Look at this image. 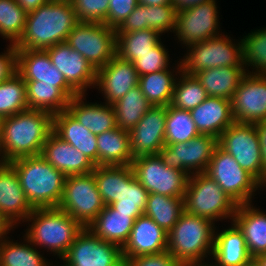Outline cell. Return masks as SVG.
Instances as JSON below:
<instances>
[{
    "label": "cell",
    "instance_id": "obj_1",
    "mask_svg": "<svg viewBox=\"0 0 266 266\" xmlns=\"http://www.w3.org/2000/svg\"><path fill=\"white\" fill-rule=\"evenodd\" d=\"M78 23L71 0H50L28 12L23 35L15 48L46 50L66 42L68 34Z\"/></svg>",
    "mask_w": 266,
    "mask_h": 266
},
{
    "label": "cell",
    "instance_id": "obj_2",
    "mask_svg": "<svg viewBox=\"0 0 266 266\" xmlns=\"http://www.w3.org/2000/svg\"><path fill=\"white\" fill-rule=\"evenodd\" d=\"M53 131V116L45 111L27 109L5 117L1 141V162L40 155Z\"/></svg>",
    "mask_w": 266,
    "mask_h": 266
},
{
    "label": "cell",
    "instance_id": "obj_3",
    "mask_svg": "<svg viewBox=\"0 0 266 266\" xmlns=\"http://www.w3.org/2000/svg\"><path fill=\"white\" fill-rule=\"evenodd\" d=\"M22 226L26 229L21 234L41 252H48L49 257L53 256L57 261L67 253L84 229L78 221L58 208H34Z\"/></svg>",
    "mask_w": 266,
    "mask_h": 266
},
{
    "label": "cell",
    "instance_id": "obj_4",
    "mask_svg": "<svg viewBox=\"0 0 266 266\" xmlns=\"http://www.w3.org/2000/svg\"><path fill=\"white\" fill-rule=\"evenodd\" d=\"M217 225L184 211L168 232L167 251L183 266L210 262Z\"/></svg>",
    "mask_w": 266,
    "mask_h": 266
},
{
    "label": "cell",
    "instance_id": "obj_5",
    "mask_svg": "<svg viewBox=\"0 0 266 266\" xmlns=\"http://www.w3.org/2000/svg\"><path fill=\"white\" fill-rule=\"evenodd\" d=\"M9 164L16 170L25 196L33 208H57L66 176L41 155L21 157Z\"/></svg>",
    "mask_w": 266,
    "mask_h": 266
},
{
    "label": "cell",
    "instance_id": "obj_6",
    "mask_svg": "<svg viewBox=\"0 0 266 266\" xmlns=\"http://www.w3.org/2000/svg\"><path fill=\"white\" fill-rule=\"evenodd\" d=\"M178 56L181 70L187 75L214 67H244L241 36L233 39L229 33L194 43Z\"/></svg>",
    "mask_w": 266,
    "mask_h": 266
},
{
    "label": "cell",
    "instance_id": "obj_7",
    "mask_svg": "<svg viewBox=\"0 0 266 266\" xmlns=\"http://www.w3.org/2000/svg\"><path fill=\"white\" fill-rule=\"evenodd\" d=\"M184 208L189 214L204 217L217 224L219 221L232 222L237 204L203 172L189 177L184 195Z\"/></svg>",
    "mask_w": 266,
    "mask_h": 266
},
{
    "label": "cell",
    "instance_id": "obj_8",
    "mask_svg": "<svg viewBox=\"0 0 266 266\" xmlns=\"http://www.w3.org/2000/svg\"><path fill=\"white\" fill-rule=\"evenodd\" d=\"M205 173L237 205L255 203V196L264 191V187L219 146L215 148Z\"/></svg>",
    "mask_w": 266,
    "mask_h": 266
},
{
    "label": "cell",
    "instance_id": "obj_9",
    "mask_svg": "<svg viewBox=\"0 0 266 266\" xmlns=\"http://www.w3.org/2000/svg\"><path fill=\"white\" fill-rule=\"evenodd\" d=\"M218 146L263 187L266 186V170L261 159L260 138L255 124L234 122L220 135Z\"/></svg>",
    "mask_w": 266,
    "mask_h": 266
},
{
    "label": "cell",
    "instance_id": "obj_10",
    "mask_svg": "<svg viewBox=\"0 0 266 266\" xmlns=\"http://www.w3.org/2000/svg\"><path fill=\"white\" fill-rule=\"evenodd\" d=\"M217 3V0H208L177 11L176 30L171 38H174L178 47L185 49L225 32L220 27V7Z\"/></svg>",
    "mask_w": 266,
    "mask_h": 266
},
{
    "label": "cell",
    "instance_id": "obj_11",
    "mask_svg": "<svg viewBox=\"0 0 266 266\" xmlns=\"http://www.w3.org/2000/svg\"><path fill=\"white\" fill-rule=\"evenodd\" d=\"M104 207L93 172L66 177L58 209L87 228Z\"/></svg>",
    "mask_w": 266,
    "mask_h": 266
},
{
    "label": "cell",
    "instance_id": "obj_12",
    "mask_svg": "<svg viewBox=\"0 0 266 266\" xmlns=\"http://www.w3.org/2000/svg\"><path fill=\"white\" fill-rule=\"evenodd\" d=\"M67 44L97 71L116 56V31L104 23L79 22L68 34Z\"/></svg>",
    "mask_w": 266,
    "mask_h": 266
},
{
    "label": "cell",
    "instance_id": "obj_13",
    "mask_svg": "<svg viewBox=\"0 0 266 266\" xmlns=\"http://www.w3.org/2000/svg\"><path fill=\"white\" fill-rule=\"evenodd\" d=\"M131 168L135 178L149 194L184 198L189 177L163 164L158 154L133 159Z\"/></svg>",
    "mask_w": 266,
    "mask_h": 266
},
{
    "label": "cell",
    "instance_id": "obj_14",
    "mask_svg": "<svg viewBox=\"0 0 266 266\" xmlns=\"http://www.w3.org/2000/svg\"><path fill=\"white\" fill-rule=\"evenodd\" d=\"M217 146L216 137L200 134L188 142L165 144L158 155L163 164L190 177L192 174L206 172Z\"/></svg>",
    "mask_w": 266,
    "mask_h": 266
},
{
    "label": "cell",
    "instance_id": "obj_15",
    "mask_svg": "<svg viewBox=\"0 0 266 266\" xmlns=\"http://www.w3.org/2000/svg\"><path fill=\"white\" fill-rule=\"evenodd\" d=\"M59 263L62 266H123L122 248L84 228Z\"/></svg>",
    "mask_w": 266,
    "mask_h": 266
},
{
    "label": "cell",
    "instance_id": "obj_16",
    "mask_svg": "<svg viewBox=\"0 0 266 266\" xmlns=\"http://www.w3.org/2000/svg\"><path fill=\"white\" fill-rule=\"evenodd\" d=\"M234 122L266 120V74L246 73L231 100Z\"/></svg>",
    "mask_w": 266,
    "mask_h": 266
},
{
    "label": "cell",
    "instance_id": "obj_17",
    "mask_svg": "<svg viewBox=\"0 0 266 266\" xmlns=\"http://www.w3.org/2000/svg\"><path fill=\"white\" fill-rule=\"evenodd\" d=\"M46 51L52 64L63 74L66 82L78 94H88L90 89L94 90L97 71L67 42L58 43L47 48Z\"/></svg>",
    "mask_w": 266,
    "mask_h": 266
},
{
    "label": "cell",
    "instance_id": "obj_18",
    "mask_svg": "<svg viewBox=\"0 0 266 266\" xmlns=\"http://www.w3.org/2000/svg\"><path fill=\"white\" fill-rule=\"evenodd\" d=\"M166 114L167 106H152L128 132L133 159L158 154L163 148Z\"/></svg>",
    "mask_w": 266,
    "mask_h": 266
},
{
    "label": "cell",
    "instance_id": "obj_19",
    "mask_svg": "<svg viewBox=\"0 0 266 266\" xmlns=\"http://www.w3.org/2000/svg\"><path fill=\"white\" fill-rule=\"evenodd\" d=\"M139 75L130 61L115 56L97 70L94 89L101 94L103 102L113 105L131 89L138 86Z\"/></svg>",
    "mask_w": 266,
    "mask_h": 266
},
{
    "label": "cell",
    "instance_id": "obj_20",
    "mask_svg": "<svg viewBox=\"0 0 266 266\" xmlns=\"http://www.w3.org/2000/svg\"><path fill=\"white\" fill-rule=\"evenodd\" d=\"M17 72L24 81H40L59 87L70 99L78 95L52 64L46 50L17 49Z\"/></svg>",
    "mask_w": 266,
    "mask_h": 266
},
{
    "label": "cell",
    "instance_id": "obj_21",
    "mask_svg": "<svg viewBox=\"0 0 266 266\" xmlns=\"http://www.w3.org/2000/svg\"><path fill=\"white\" fill-rule=\"evenodd\" d=\"M33 210L16 170L9 163L0 162V213L19 228Z\"/></svg>",
    "mask_w": 266,
    "mask_h": 266
},
{
    "label": "cell",
    "instance_id": "obj_22",
    "mask_svg": "<svg viewBox=\"0 0 266 266\" xmlns=\"http://www.w3.org/2000/svg\"><path fill=\"white\" fill-rule=\"evenodd\" d=\"M168 233L146 215L134 220L129 239L122 247L123 260L167 251Z\"/></svg>",
    "mask_w": 266,
    "mask_h": 266
},
{
    "label": "cell",
    "instance_id": "obj_23",
    "mask_svg": "<svg viewBox=\"0 0 266 266\" xmlns=\"http://www.w3.org/2000/svg\"><path fill=\"white\" fill-rule=\"evenodd\" d=\"M40 155L66 177L91 173L96 166L83 153L63 141L53 131L48 135Z\"/></svg>",
    "mask_w": 266,
    "mask_h": 266
},
{
    "label": "cell",
    "instance_id": "obj_24",
    "mask_svg": "<svg viewBox=\"0 0 266 266\" xmlns=\"http://www.w3.org/2000/svg\"><path fill=\"white\" fill-rule=\"evenodd\" d=\"M227 224V226L223 224L225 227L223 225L219 227V223L216 227L210 262L215 266H244L253 258L248 251L242 232L233 222Z\"/></svg>",
    "mask_w": 266,
    "mask_h": 266
},
{
    "label": "cell",
    "instance_id": "obj_25",
    "mask_svg": "<svg viewBox=\"0 0 266 266\" xmlns=\"http://www.w3.org/2000/svg\"><path fill=\"white\" fill-rule=\"evenodd\" d=\"M87 95L78 94L70 99L67 110L72 116L96 136L116 128L113 105L98 100L89 102Z\"/></svg>",
    "mask_w": 266,
    "mask_h": 266
},
{
    "label": "cell",
    "instance_id": "obj_26",
    "mask_svg": "<svg viewBox=\"0 0 266 266\" xmlns=\"http://www.w3.org/2000/svg\"><path fill=\"white\" fill-rule=\"evenodd\" d=\"M190 112L199 133L217 139L234 123L231 100L224 98L208 96Z\"/></svg>",
    "mask_w": 266,
    "mask_h": 266
},
{
    "label": "cell",
    "instance_id": "obj_27",
    "mask_svg": "<svg viewBox=\"0 0 266 266\" xmlns=\"http://www.w3.org/2000/svg\"><path fill=\"white\" fill-rule=\"evenodd\" d=\"M254 203L237 205L232 222L242 232L252 258L266 253V211Z\"/></svg>",
    "mask_w": 266,
    "mask_h": 266
},
{
    "label": "cell",
    "instance_id": "obj_28",
    "mask_svg": "<svg viewBox=\"0 0 266 266\" xmlns=\"http://www.w3.org/2000/svg\"><path fill=\"white\" fill-rule=\"evenodd\" d=\"M53 132L98 166L96 135L79 123L68 110L53 115Z\"/></svg>",
    "mask_w": 266,
    "mask_h": 266
},
{
    "label": "cell",
    "instance_id": "obj_29",
    "mask_svg": "<svg viewBox=\"0 0 266 266\" xmlns=\"http://www.w3.org/2000/svg\"><path fill=\"white\" fill-rule=\"evenodd\" d=\"M136 219L132 213H117L110 205H105L87 228L98 238L122 248L129 239Z\"/></svg>",
    "mask_w": 266,
    "mask_h": 266
},
{
    "label": "cell",
    "instance_id": "obj_30",
    "mask_svg": "<svg viewBox=\"0 0 266 266\" xmlns=\"http://www.w3.org/2000/svg\"><path fill=\"white\" fill-rule=\"evenodd\" d=\"M168 69L139 76L138 86L152 106L171 104L174 85L181 73L179 58Z\"/></svg>",
    "mask_w": 266,
    "mask_h": 266
},
{
    "label": "cell",
    "instance_id": "obj_31",
    "mask_svg": "<svg viewBox=\"0 0 266 266\" xmlns=\"http://www.w3.org/2000/svg\"><path fill=\"white\" fill-rule=\"evenodd\" d=\"M47 256L23 234L22 237L19 234L17 240L10 235L0 243V266H52L55 264Z\"/></svg>",
    "mask_w": 266,
    "mask_h": 266
},
{
    "label": "cell",
    "instance_id": "obj_32",
    "mask_svg": "<svg viewBox=\"0 0 266 266\" xmlns=\"http://www.w3.org/2000/svg\"><path fill=\"white\" fill-rule=\"evenodd\" d=\"M246 73L244 67H214L202 70L194 76L206 90L207 96L232 100Z\"/></svg>",
    "mask_w": 266,
    "mask_h": 266
},
{
    "label": "cell",
    "instance_id": "obj_33",
    "mask_svg": "<svg viewBox=\"0 0 266 266\" xmlns=\"http://www.w3.org/2000/svg\"><path fill=\"white\" fill-rule=\"evenodd\" d=\"M98 147V166L131 165L129 133L119 127L96 136Z\"/></svg>",
    "mask_w": 266,
    "mask_h": 266
},
{
    "label": "cell",
    "instance_id": "obj_34",
    "mask_svg": "<svg viewBox=\"0 0 266 266\" xmlns=\"http://www.w3.org/2000/svg\"><path fill=\"white\" fill-rule=\"evenodd\" d=\"M28 109L45 111L52 116L67 110L70 98L53 84L25 81Z\"/></svg>",
    "mask_w": 266,
    "mask_h": 266
},
{
    "label": "cell",
    "instance_id": "obj_35",
    "mask_svg": "<svg viewBox=\"0 0 266 266\" xmlns=\"http://www.w3.org/2000/svg\"><path fill=\"white\" fill-rule=\"evenodd\" d=\"M164 37L153 29L116 33V55L133 62L139 55L152 51Z\"/></svg>",
    "mask_w": 266,
    "mask_h": 266
},
{
    "label": "cell",
    "instance_id": "obj_36",
    "mask_svg": "<svg viewBox=\"0 0 266 266\" xmlns=\"http://www.w3.org/2000/svg\"><path fill=\"white\" fill-rule=\"evenodd\" d=\"M152 107L139 86L131 89L113 104L116 126L129 132Z\"/></svg>",
    "mask_w": 266,
    "mask_h": 266
},
{
    "label": "cell",
    "instance_id": "obj_37",
    "mask_svg": "<svg viewBox=\"0 0 266 266\" xmlns=\"http://www.w3.org/2000/svg\"><path fill=\"white\" fill-rule=\"evenodd\" d=\"M184 211V198L150 193L144 215L150 217L168 233Z\"/></svg>",
    "mask_w": 266,
    "mask_h": 266
},
{
    "label": "cell",
    "instance_id": "obj_38",
    "mask_svg": "<svg viewBox=\"0 0 266 266\" xmlns=\"http://www.w3.org/2000/svg\"><path fill=\"white\" fill-rule=\"evenodd\" d=\"M149 192L135 178L131 165H126V184L123 192L110 206L117 213H132L136 218L144 215Z\"/></svg>",
    "mask_w": 266,
    "mask_h": 266
},
{
    "label": "cell",
    "instance_id": "obj_39",
    "mask_svg": "<svg viewBox=\"0 0 266 266\" xmlns=\"http://www.w3.org/2000/svg\"><path fill=\"white\" fill-rule=\"evenodd\" d=\"M244 34L241 40L245 71L251 74H266V27L251 29Z\"/></svg>",
    "mask_w": 266,
    "mask_h": 266
},
{
    "label": "cell",
    "instance_id": "obj_40",
    "mask_svg": "<svg viewBox=\"0 0 266 266\" xmlns=\"http://www.w3.org/2000/svg\"><path fill=\"white\" fill-rule=\"evenodd\" d=\"M200 135L190 111L167 106L165 144L188 142Z\"/></svg>",
    "mask_w": 266,
    "mask_h": 266
},
{
    "label": "cell",
    "instance_id": "obj_41",
    "mask_svg": "<svg viewBox=\"0 0 266 266\" xmlns=\"http://www.w3.org/2000/svg\"><path fill=\"white\" fill-rule=\"evenodd\" d=\"M27 109L26 84L16 72L0 83V117H9Z\"/></svg>",
    "mask_w": 266,
    "mask_h": 266
},
{
    "label": "cell",
    "instance_id": "obj_42",
    "mask_svg": "<svg viewBox=\"0 0 266 266\" xmlns=\"http://www.w3.org/2000/svg\"><path fill=\"white\" fill-rule=\"evenodd\" d=\"M93 175L97 188L105 205L119 201L126 184L125 166H95Z\"/></svg>",
    "mask_w": 266,
    "mask_h": 266
},
{
    "label": "cell",
    "instance_id": "obj_43",
    "mask_svg": "<svg viewBox=\"0 0 266 266\" xmlns=\"http://www.w3.org/2000/svg\"><path fill=\"white\" fill-rule=\"evenodd\" d=\"M27 12L16 0H0V37L16 44L23 35Z\"/></svg>",
    "mask_w": 266,
    "mask_h": 266
},
{
    "label": "cell",
    "instance_id": "obj_44",
    "mask_svg": "<svg viewBox=\"0 0 266 266\" xmlns=\"http://www.w3.org/2000/svg\"><path fill=\"white\" fill-rule=\"evenodd\" d=\"M207 97L206 90L198 79L181 71L174 85L171 105L179 109L191 111Z\"/></svg>",
    "mask_w": 266,
    "mask_h": 266
},
{
    "label": "cell",
    "instance_id": "obj_45",
    "mask_svg": "<svg viewBox=\"0 0 266 266\" xmlns=\"http://www.w3.org/2000/svg\"><path fill=\"white\" fill-rule=\"evenodd\" d=\"M144 17L148 29L157 31L163 37L167 33L168 37H172L176 30L177 10L174 5H144Z\"/></svg>",
    "mask_w": 266,
    "mask_h": 266
},
{
    "label": "cell",
    "instance_id": "obj_46",
    "mask_svg": "<svg viewBox=\"0 0 266 266\" xmlns=\"http://www.w3.org/2000/svg\"><path fill=\"white\" fill-rule=\"evenodd\" d=\"M164 43L163 38L152 51L139 55V58L132 62L139 76L168 69L174 64L169 48Z\"/></svg>",
    "mask_w": 266,
    "mask_h": 266
},
{
    "label": "cell",
    "instance_id": "obj_47",
    "mask_svg": "<svg viewBox=\"0 0 266 266\" xmlns=\"http://www.w3.org/2000/svg\"><path fill=\"white\" fill-rule=\"evenodd\" d=\"M110 0H71L79 22L104 23Z\"/></svg>",
    "mask_w": 266,
    "mask_h": 266
},
{
    "label": "cell",
    "instance_id": "obj_48",
    "mask_svg": "<svg viewBox=\"0 0 266 266\" xmlns=\"http://www.w3.org/2000/svg\"><path fill=\"white\" fill-rule=\"evenodd\" d=\"M105 25L117 28L138 5L137 0H110Z\"/></svg>",
    "mask_w": 266,
    "mask_h": 266
},
{
    "label": "cell",
    "instance_id": "obj_49",
    "mask_svg": "<svg viewBox=\"0 0 266 266\" xmlns=\"http://www.w3.org/2000/svg\"><path fill=\"white\" fill-rule=\"evenodd\" d=\"M123 266H183L168 251L123 260Z\"/></svg>",
    "mask_w": 266,
    "mask_h": 266
},
{
    "label": "cell",
    "instance_id": "obj_50",
    "mask_svg": "<svg viewBox=\"0 0 266 266\" xmlns=\"http://www.w3.org/2000/svg\"><path fill=\"white\" fill-rule=\"evenodd\" d=\"M0 53V83L17 72V49L14 44H6Z\"/></svg>",
    "mask_w": 266,
    "mask_h": 266
},
{
    "label": "cell",
    "instance_id": "obj_51",
    "mask_svg": "<svg viewBox=\"0 0 266 266\" xmlns=\"http://www.w3.org/2000/svg\"><path fill=\"white\" fill-rule=\"evenodd\" d=\"M148 29L145 24L144 5L138 4L134 11L115 29L116 33H127Z\"/></svg>",
    "mask_w": 266,
    "mask_h": 266
},
{
    "label": "cell",
    "instance_id": "obj_52",
    "mask_svg": "<svg viewBox=\"0 0 266 266\" xmlns=\"http://www.w3.org/2000/svg\"><path fill=\"white\" fill-rule=\"evenodd\" d=\"M255 125L260 138L261 159L263 167L266 170V120L258 122Z\"/></svg>",
    "mask_w": 266,
    "mask_h": 266
},
{
    "label": "cell",
    "instance_id": "obj_53",
    "mask_svg": "<svg viewBox=\"0 0 266 266\" xmlns=\"http://www.w3.org/2000/svg\"><path fill=\"white\" fill-rule=\"evenodd\" d=\"M18 229L15 225H13L4 215L0 213V243L10 236V234H14V231Z\"/></svg>",
    "mask_w": 266,
    "mask_h": 266
},
{
    "label": "cell",
    "instance_id": "obj_54",
    "mask_svg": "<svg viewBox=\"0 0 266 266\" xmlns=\"http://www.w3.org/2000/svg\"><path fill=\"white\" fill-rule=\"evenodd\" d=\"M16 1L28 13L37 9L39 6L47 3L50 0H16Z\"/></svg>",
    "mask_w": 266,
    "mask_h": 266
},
{
    "label": "cell",
    "instance_id": "obj_55",
    "mask_svg": "<svg viewBox=\"0 0 266 266\" xmlns=\"http://www.w3.org/2000/svg\"><path fill=\"white\" fill-rule=\"evenodd\" d=\"M208 0H173L174 8L179 11L193 7Z\"/></svg>",
    "mask_w": 266,
    "mask_h": 266
},
{
    "label": "cell",
    "instance_id": "obj_56",
    "mask_svg": "<svg viewBox=\"0 0 266 266\" xmlns=\"http://www.w3.org/2000/svg\"><path fill=\"white\" fill-rule=\"evenodd\" d=\"M137 2L147 6L174 5L173 0H137Z\"/></svg>",
    "mask_w": 266,
    "mask_h": 266
},
{
    "label": "cell",
    "instance_id": "obj_57",
    "mask_svg": "<svg viewBox=\"0 0 266 266\" xmlns=\"http://www.w3.org/2000/svg\"><path fill=\"white\" fill-rule=\"evenodd\" d=\"M254 259L260 266H266V253L259 254Z\"/></svg>",
    "mask_w": 266,
    "mask_h": 266
},
{
    "label": "cell",
    "instance_id": "obj_58",
    "mask_svg": "<svg viewBox=\"0 0 266 266\" xmlns=\"http://www.w3.org/2000/svg\"><path fill=\"white\" fill-rule=\"evenodd\" d=\"M3 122H4V118L0 117V162H1V141H2V134H3Z\"/></svg>",
    "mask_w": 266,
    "mask_h": 266
},
{
    "label": "cell",
    "instance_id": "obj_59",
    "mask_svg": "<svg viewBox=\"0 0 266 266\" xmlns=\"http://www.w3.org/2000/svg\"><path fill=\"white\" fill-rule=\"evenodd\" d=\"M244 266H260L257 261L253 258L248 263H246Z\"/></svg>",
    "mask_w": 266,
    "mask_h": 266
},
{
    "label": "cell",
    "instance_id": "obj_60",
    "mask_svg": "<svg viewBox=\"0 0 266 266\" xmlns=\"http://www.w3.org/2000/svg\"><path fill=\"white\" fill-rule=\"evenodd\" d=\"M192 266H215V265L212 262H206V263L195 264Z\"/></svg>",
    "mask_w": 266,
    "mask_h": 266
},
{
    "label": "cell",
    "instance_id": "obj_61",
    "mask_svg": "<svg viewBox=\"0 0 266 266\" xmlns=\"http://www.w3.org/2000/svg\"><path fill=\"white\" fill-rule=\"evenodd\" d=\"M55 262H56V264L54 265H52V266H62L59 262H57L56 260H55Z\"/></svg>",
    "mask_w": 266,
    "mask_h": 266
}]
</instances>
